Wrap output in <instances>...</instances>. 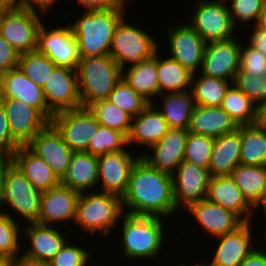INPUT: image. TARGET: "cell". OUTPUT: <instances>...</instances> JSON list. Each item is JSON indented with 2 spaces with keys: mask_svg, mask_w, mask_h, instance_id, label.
Instances as JSON below:
<instances>
[{
  "mask_svg": "<svg viewBox=\"0 0 266 266\" xmlns=\"http://www.w3.org/2000/svg\"><path fill=\"white\" fill-rule=\"evenodd\" d=\"M50 123L74 152L87 151L100 126L86 107L54 113Z\"/></svg>",
  "mask_w": 266,
  "mask_h": 266,
  "instance_id": "obj_10",
  "label": "cell"
},
{
  "mask_svg": "<svg viewBox=\"0 0 266 266\" xmlns=\"http://www.w3.org/2000/svg\"><path fill=\"white\" fill-rule=\"evenodd\" d=\"M169 126L162 114L151 104L137 116L132 117L131 129L127 136L129 147L138 143L140 147H150L157 143L168 131ZM132 143V144H131Z\"/></svg>",
  "mask_w": 266,
  "mask_h": 266,
  "instance_id": "obj_26",
  "label": "cell"
},
{
  "mask_svg": "<svg viewBox=\"0 0 266 266\" xmlns=\"http://www.w3.org/2000/svg\"><path fill=\"white\" fill-rule=\"evenodd\" d=\"M252 220L243 222L235 230L216 237L217 247L210 263L202 266H239V264L256 248L252 234Z\"/></svg>",
  "mask_w": 266,
  "mask_h": 266,
  "instance_id": "obj_17",
  "label": "cell"
},
{
  "mask_svg": "<svg viewBox=\"0 0 266 266\" xmlns=\"http://www.w3.org/2000/svg\"><path fill=\"white\" fill-rule=\"evenodd\" d=\"M220 107L230 115L238 126L258 123L259 107L234 84L227 90Z\"/></svg>",
  "mask_w": 266,
  "mask_h": 266,
  "instance_id": "obj_37",
  "label": "cell"
},
{
  "mask_svg": "<svg viewBox=\"0 0 266 266\" xmlns=\"http://www.w3.org/2000/svg\"><path fill=\"white\" fill-rule=\"evenodd\" d=\"M58 226L57 229V227L36 222L23 226L27 228L22 231L24 232L22 236L26 235L25 239L28 237L30 245L21 252V258L31 262L48 263L68 239L66 234L61 233L62 227Z\"/></svg>",
  "mask_w": 266,
  "mask_h": 266,
  "instance_id": "obj_21",
  "label": "cell"
},
{
  "mask_svg": "<svg viewBox=\"0 0 266 266\" xmlns=\"http://www.w3.org/2000/svg\"><path fill=\"white\" fill-rule=\"evenodd\" d=\"M85 10L112 9L117 7L114 0H77Z\"/></svg>",
  "mask_w": 266,
  "mask_h": 266,
  "instance_id": "obj_53",
  "label": "cell"
},
{
  "mask_svg": "<svg viewBox=\"0 0 266 266\" xmlns=\"http://www.w3.org/2000/svg\"><path fill=\"white\" fill-rule=\"evenodd\" d=\"M41 194L42 191L35 188L13 163L6 168L2 206L6 205L7 208H4L6 211L4 209L2 211L6 212L13 220L20 221L17 219L22 218L23 222L28 221L27 224L37 222ZM7 210L13 211V213H8ZM15 213L20 217L17 216L16 219Z\"/></svg>",
  "mask_w": 266,
  "mask_h": 266,
  "instance_id": "obj_6",
  "label": "cell"
},
{
  "mask_svg": "<svg viewBox=\"0 0 266 266\" xmlns=\"http://www.w3.org/2000/svg\"><path fill=\"white\" fill-rule=\"evenodd\" d=\"M240 125L231 133L214 138L209 170L212 176L230 175L240 164Z\"/></svg>",
  "mask_w": 266,
  "mask_h": 266,
  "instance_id": "obj_30",
  "label": "cell"
},
{
  "mask_svg": "<svg viewBox=\"0 0 266 266\" xmlns=\"http://www.w3.org/2000/svg\"><path fill=\"white\" fill-rule=\"evenodd\" d=\"M43 22L38 31L37 50L44 53L56 66L77 69L81 59L77 40L71 26L47 29Z\"/></svg>",
  "mask_w": 266,
  "mask_h": 266,
  "instance_id": "obj_11",
  "label": "cell"
},
{
  "mask_svg": "<svg viewBox=\"0 0 266 266\" xmlns=\"http://www.w3.org/2000/svg\"><path fill=\"white\" fill-rule=\"evenodd\" d=\"M187 211L208 235L215 237L235 230L243 221L233 212L212 203L207 199L192 204Z\"/></svg>",
  "mask_w": 266,
  "mask_h": 266,
  "instance_id": "obj_25",
  "label": "cell"
},
{
  "mask_svg": "<svg viewBox=\"0 0 266 266\" xmlns=\"http://www.w3.org/2000/svg\"><path fill=\"white\" fill-rule=\"evenodd\" d=\"M127 1L126 0H114V2H115L117 7L123 8L125 10H127L126 7H125V6H127V4H126Z\"/></svg>",
  "mask_w": 266,
  "mask_h": 266,
  "instance_id": "obj_60",
  "label": "cell"
},
{
  "mask_svg": "<svg viewBox=\"0 0 266 266\" xmlns=\"http://www.w3.org/2000/svg\"><path fill=\"white\" fill-rule=\"evenodd\" d=\"M11 135L20 145H27L50 121L36 108L12 98H1Z\"/></svg>",
  "mask_w": 266,
  "mask_h": 266,
  "instance_id": "obj_19",
  "label": "cell"
},
{
  "mask_svg": "<svg viewBox=\"0 0 266 266\" xmlns=\"http://www.w3.org/2000/svg\"><path fill=\"white\" fill-rule=\"evenodd\" d=\"M187 129L169 128L167 133L151 145V153H141V158L151 167L172 175L184 160Z\"/></svg>",
  "mask_w": 266,
  "mask_h": 266,
  "instance_id": "obj_20",
  "label": "cell"
},
{
  "mask_svg": "<svg viewBox=\"0 0 266 266\" xmlns=\"http://www.w3.org/2000/svg\"><path fill=\"white\" fill-rule=\"evenodd\" d=\"M41 19L39 13L27 8L5 9L0 18V34L18 53L34 51Z\"/></svg>",
  "mask_w": 266,
  "mask_h": 266,
  "instance_id": "obj_9",
  "label": "cell"
},
{
  "mask_svg": "<svg viewBox=\"0 0 266 266\" xmlns=\"http://www.w3.org/2000/svg\"><path fill=\"white\" fill-rule=\"evenodd\" d=\"M260 207H261V209L263 208L262 211H260V212H263L264 221H265V225H266V189L263 192V195L260 198L259 202L254 207V212H255V210H259Z\"/></svg>",
  "mask_w": 266,
  "mask_h": 266,
  "instance_id": "obj_58",
  "label": "cell"
},
{
  "mask_svg": "<svg viewBox=\"0 0 266 266\" xmlns=\"http://www.w3.org/2000/svg\"><path fill=\"white\" fill-rule=\"evenodd\" d=\"M241 43L237 35L226 40L207 42L200 73L234 81L239 70Z\"/></svg>",
  "mask_w": 266,
  "mask_h": 266,
  "instance_id": "obj_14",
  "label": "cell"
},
{
  "mask_svg": "<svg viewBox=\"0 0 266 266\" xmlns=\"http://www.w3.org/2000/svg\"><path fill=\"white\" fill-rule=\"evenodd\" d=\"M240 165L266 166V127L240 125Z\"/></svg>",
  "mask_w": 266,
  "mask_h": 266,
  "instance_id": "obj_33",
  "label": "cell"
},
{
  "mask_svg": "<svg viewBox=\"0 0 266 266\" xmlns=\"http://www.w3.org/2000/svg\"><path fill=\"white\" fill-rule=\"evenodd\" d=\"M265 3L266 0H232L231 5L228 4V9L233 24L238 26V22L242 25L251 22L255 25Z\"/></svg>",
  "mask_w": 266,
  "mask_h": 266,
  "instance_id": "obj_45",
  "label": "cell"
},
{
  "mask_svg": "<svg viewBox=\"0 0 266 266\" xmlns=\"http://www.w3.org/2000/svg\"><path fill=\"white\" fill-rule=\"evenodd\" d=\"M225 0H203L193 3L189 24L207 42L226 40L235 36L228 4Z\"/></svg>",
  "mask_w": 266,
  "mask_h": 266,
  "instance_id": "obj_8",
  "label": "cell"
},
{
  "mask_svg": "<svg viewBox=\"0 0 266 266\" xmlns=\"http://www.w3.org/2000/svg\"><path fill=\"white\" fill-rule=\"evenodd\" d=\"M43 94L53 113L80 108L77 70L56 66L43 86Z\"/></svg>",
  "mask_w": 266,
  "mask_h": 266,
  "instance_id": "obj_16",
  "label": "cell"
},
{
  "mask_svg": "<svg viewBox=\"0 0 266 266\" xmlns=\"http://www.w3.org/2000/svg\"><path fill=\"white\" fill-rule=\"evenodd\" d=\"M20 146L11 135L6 111L0 101V155L11 156Z\"/></svg>",
  "mask_w": 266,
  "mask_h": 266,
  "instance_id": "obj_48",
  "label": "cell"
},
{
  "mask_svg": "<svg viewBox=\"0 0 266 266\" xmlns=\"http://www.w3.org/2000/svg\"><path fill=\"white\" fill-rule=\"evenodd\" d=\"M211 177L208 168L183 160L172 174L176 209L185 207L187 210L192 204L206 199Z\"/></svg>",
  "mask_w": 266,
  "mask_h": 266,
  "instance_id": "obj_12",
  "label": "cell"
},
{
  "mask_svg": "<svg viewBox=\"0 0 266 266\" xmlns=\"http://www.w3.org/2000/svg\"><path fill=\"white\" fill-rule=\"evenodd\" d=\"M124 213L122 196L98 190L83 192L79 194L72 224L83 229L82 232H89L92 237L96 233L108 237Z\"/></svg>",
  "mask_w": 266,
  "mask_h": 266,
  "instance_id": "obj_4",
  "label": "cell"
},
{
  "mask_svg": "<svg viewBox=\"0 0 266 266\" xmlns=\"http://www.w3.org/2000/svg\"><path fill=\"white\" fill-rule=\"evenodd\" d=\"M237 128V123L221 107L195 105L187 130L217 138Z\"/></svg>",
  "mask_w": 266,
  "mask_h": 266,
  "instance_id": "obj_28",
  "label": "cell"
},
{
  "mask_svg": "<svg viewBox=\"0 0 266 266\" xmlns=\"http://www.w3.org/2000/svg\"><path fill=\"white\" fill-rule=\"evenodd\" d=\"M258 123L263 127H266V102L259 108Z\"/></svg>",
  "mask_w": 266,
  "mask_h": 266,
  "instance_id": "obj_59",
  "label": "cell"
},
{
  "mask_svg": "<svg viewBox=\"0 0 266 266\" xmlns=\"http://www.w3.org/2000/svg\"><path fill=\"white\" fill-rule=\"evenodd\" d=\"M233 84L259 108L266 102V72L260 77L252 76L246 70H238Z\"/></svg>",
  "mask_w": 266,
  "mask_h": 266,
  "instance_id": "obj_44",
  "label": "cell"
},
{
  "mask_svg": "<svg viewBox=\"0 0 266 266\" xmlns=\"http://www.w3.org/2000/svg\"><path fill=\"white\" fill-rule=\"evenodd\" d=\"M56 65L37 49L20 54L18 68L36 85L43 88Z\"/></svg>",
  "mask_w": 266,
  "mask_h": 266,
  "instance_id": "obj_39",
  "label": "cell"
},
{
  "mask_svg": "<svg viewBox=\"0 0 266 266\" xmlns=\"http://www.w3.org/2000/svg\"><path fill=\"white\" fill-rule=\"evenodd\" d=\"M125 14V9L120 7L84 10L74 23H69L81 58L109 55L116 27Z\"/></svg>",
  "mask_w": 266,
  "mask_h": 266,
  "instance_id": "obj_3",
  "label": "cell"
},
{
  "mask_svg": "<svg viewBox=\"0 0 266 266\" xmlns=\"http://www.w3.org/2000/svg\"><path fill=\"white\" fill-rule=\"evenodd\" d=\"M19 223L21 225V222L13 220L6 212L0 211V253L10 261L21 258L20 252L23 246L20 244L24 239H21L22 226Z\"/></svg>",
  "mask_w": 266,
  "mask_h": 266,
  "instance_id": "obj_40",
  "label": "cell"
},
{
  "mask_svg": "<svg viewBox=\"0 0 266 266\" xmlns=\"http://www.w3.org/2000/svg\"><path fill=\"white\" fill-rule=\"evenodd\" d=\"M125 150L110 152L97 156L98 158V187L95 191L110 192L122 196L128 187L129 176L134 164L141 154L134 155V151ZM139 154V155H138ZM101 183V184H100ZM101 186V187H100ZM99 187L101 189H99Z\"/></svg>",
  "mask_w": 266,
  "mask_h": 266,
  "instance_id": "obj_13",
  "label": "cell"
},
{
  "mask_svg": "<svg viewBox=\"0 0 266 266\" xmlns=\"http://www.w3.org/2000/svg\"><path fill=\"white\" fill-rule=\"evenodd\" d=\"M10 158L35 188L45 191L60 184L50 166L27 145H21Z\"/></svg>",
  "mask_w": 266,
  "mask_h": 266,
  "instance_id": "obj_27",
  "label": "cell"
},
{
  "mask_svg": "<svg viewBox=\"0 0 266 266\" xmlns=\"http://www.w3.org/2000/svg\"><path fill=\"white\" fill-rule=\"evenodd\" d=\"M56 2L58 0H25V8L37 13L40 12L43 16V13L44 15L47 14L49 8H52L55 4L57 5Z\"/></svg>",
  "mask_w": 266,
  "mask_h": 266,
  "instance_id": "obj_52",
  "label": "cell"
},
{
  "mask_svg": "<svg viewBox=\"0 0 266 266\" xmlns=\"http://www.w3.org/2000/svg\"><path fill=\"white\" fill-rule=\"evenodd\" d=\"M0 5L4 9L25 8V0H0Z\"/></svg>",
  "mask_w": 266,
  "mask_h": 266,
  "instance_id": "obj_55",
  "label": "cell"
},
{
  "mask_svg": "<svg viewBox=\"0 0 266 266\" xmlns=\"http://www.w3.org/2000/svg\"><path fill=\"white\" fill-rule=\"evenodd\" d=\"M194 262H193V264L190 262L191 265H188V262H187V263H185L186 265L181 264L179 266H202L200 263H196L197 261H194Z\"/></svg>",
  "mask_w": 266,
  "mask_h": 266,
  "instance_id": "obj_62",
  "label": "cell"
},
{
  "mask_svg": "<svg viewBox=\"0 0 266 266\" xmlns=\"http://www.w3.org/2000/svg\"><path fill=\"white\" fill-rule=\"evenodd\" d=\"M264 236H262V237H265V239H264V241L266 240V231H265V234H263ZM266 244V243H265Z\"/></svg>",
  "mask_w": 266,
  "mask_h": 266,
  "instance_id": "obj_64",
  "label": "cell"
},
{
  "mask_svg": "<svg viewBox=\"0 0 266 266\" xmlns=\"http://www.w3.org/2000/svg\"><path fill=\"white\" fill-rule=\"evenodd\" d=\"M123 79L149 103L159 95L157 73V52L146 60L130 65L122 70Z\"/></svg>",
  "mask_w": 266,
  "mask_h": 266,
  "instance_id": "obj_31",
  "label": "cell"
},
{
  "mask_svg": "<svg viewBox=\"0 0 266 266\" xmlns=\"http://www.w3.org/2000/svg\"><path fill=\"white\" fill-rule=\"evenodd\" d=\"M10 260H8L5 256H0V266H9Z\"/></svg>",
  "mask_w": 266,
  "mask_h": 266,
  "instance_id": "obj_61",
  "label": "cell"
},
{
  "mask_svg": "<svg viewBox=\"0 0 266 266\" xmlns=\"http://www.w3.org/2000/svg\"><path fill=\"white\" fill-rule=\"evenodd\" d=\"M214 138L189 132L186 140L184 160L209 169Z\"/></svg>",
  "mask_w": 266,
  "mask_h": 266,
  "instance_id": "obj_43",
  "label": "cell"
},
{
  "mask_svg": "<svg viewBox=\"0 0 266 266\" xmlns=\"http://www.w3.org/2000/svg\"><path fill=\"white\" fill-rule=\"evenodd\" d=\"M126 20L124 17L116 27L109 52L122 70L150 58L160 49L156 37Z\"/></svg>",
  "mask_w": 266,
  "mask_h": 266,
  "instance_id": "obj_7",
  "label": "cell"
},
{
  "mask_svg": "<svg viewBox=\"0 0 266 266\" xmlns=\"http://www.w3.org/2000/svg\"><path fill=\"white\" fill-rule=\"evenodd\" d=\"M155 100L160 99L158 107L151 104L162 114L169 128L188 129L190 117L195 107L191 90L160 94ZM160 105V106H159Z\"/></svg>",
  "mask_w": 266,
  "mask_h": 266,
  "instance_id": "obj_32",
  "label": "cell"
},
{
  "mask_svg": "<svg viewBox=\"0 0 266 266\" xmlns=\"http://www.w3.org/2000/svg\"><path fill=\"white\" fill-rule=\"evenodd\" d=\"M200 74V75H199ZM196 75H199L197 78ZM233 81L214 78L198 72L192 75L191 92L195 105L220 107Z\"/></svg>",
  "mask_w": 266,
  "mask_h": 266,
  "instance_id": "obj_36",
  "label": "cell"
},
{
  "mask_svg": "<svg viewBox=\"0 0 266 266\" xmlns=\"http://www.w3.org/2000/svg\"><path fill=\"white\" fill-rule=\"evenodd\" d=\"M4 10L5 9L0 5V18H1V15H2V13H3Z\"/></svg>",
  "mask_w": 266,
  "mask_h": 266,
  "instance_id": "obj_63",
  "label": "cell"
},
{
  "mask_svg": "<svg viewBox=\"0 0 266 266\" xmlns=\"http://www.w3.org/2000/svg\"><path fill=\"white\" fill-rule=\"evenodd\" d=\"M76 70L81 107L86 108L107 99L122 78V69L110 55L81 58Z\"/></svg>",
  "mask_w": 266,
  "mask_h": 266,
  "instance_id": "obj_5",
  "label": "cell"
},
{
  "mask_svg": "<svg viewBox=\"0 0 266 266\" xmlns=\"http://www.w3.org/2000/svg\"><path fill=\"white\" fill-rule=\"evenodd\" d=\"M255 26L260 30L266 32V3L264 4V7Z\"/></svg>",
  "mask_w": 266,
  "mask_h": 266,
  "instance_id": "obj_57",
  "label": "cell"
},
{
  "mask_svg": "<svg viewBox=\"0 0 266 266\" xmlns=\"http://www.w3.org/2000/svg\"><path fill=\"white\" fill-rule=\"evenodd\" d=\"M169 26L167 33L169 50L171 51L168 53L171 54L169 57L176 60L192 74L200 72L206 42L189 23Z\"/></svg>",
  "mask_w": 266,
  "mask_h": 266,
  "instance_id": "obj_15",
  "label": "cell"
},
{
  "mask_svg": "<svg viewBox=\"0 0 266 266\" xmlns=\"http://www.w3.org/2000/svg\"><path fill=\"white\" fill-rule=\"evenodd\" d=\"M77 244H70L66 241L61 249L48 262L49 266H88L87 261L91 259V255L87 248L80 247ZM90 258V259H89Z\"/></svg>",
  "mask_w": 266,
  "mask_h": 266,
  "instance_id": "obj_46",
  "label": "cell"
},
{
  "mask_svg": "<svg viewBox=\"0 0 266 266\" xmlns=\"http://www.w3.org/2000/svg\"><path fill=\"white\" fill-rule=\"evenodd\" d=\"M27 146L50 166L59 181L63 179L74 151L51 123L39 131Z\"/></svg>",
  "mask_w": 266,
  "mask_h": 266,
  "instance_id": "obj_18",
  "label": "cell"
},
{
  "mask_svg": "<svg viewBox=\"0 0 266 266\" xmlns=\"http://www.w3.org/2000/svg\"><path fill=\"white\" fill-rule=\"evenodd\" d=\"M121 220L122 224L119 226L123 235L120 250L123 251L121 253L124 254V259L128 261L148 259L147 261H150L163 253L160 251L164 249V243L167 240L164 238L166 236L164 227H167L164 225L165 218L124 213Z\"/></svg>",
  "mask_w": 266,
  "mask_h": 266,
  "instance_id": "obj_2",
  "label": "cell"
},
{
  "mask_svg": "<svg viewBox=\"0 0 266 266\" xmlns=\"http://www.w3.org/2000/svg\"><path fill=\"white\" fill-rule=\"evenodd\" d=\"M9 266H49V265L48 263H37V262L24 260L22 258H17L15 260L10 261Z\"/></svg>",
  "mask_w": 266,
  "mask_h": 266,
  "instance_id": "obj_56",
  "label": "cell"
},
{
  "mask_svg": "<svg viewBox=\"0 0 266 266\" xmlns=\"http://www.w3.org/2000/svg\"><path fill=\"white\" fill-rule=\"evenodd\" d=\"M159 52L161 51H157L159 95L190 90L193 74L176 60L168 56L160 57L162 53Z\"/></svg>",
  "mask_w": 266,
  "mask_h": 266,
  "instance_id": "obj_34",
  "label": "cell"
},
{
  "mask_svg": "<svg viewBox=\"0 0 266 266\" xmlns=\"http://www.w3.org/2000/svg\"><path fill=\"white\" fill-rule=\"evenodd\" d=\"M87 108L101 125L121 131L128 136L131 129L132 116L127 112L120 110L107 99L94 102Z\"/></svg>",
  "mask_w": 266,
  "mask_h": 266,
  "instance_id": "obj_38",
  "label": "cell"
},
{
  "mask_svg": "<svg viewBox=\"0 0 266 266\" xmlns=\"http://www.w3.org/2000/svg\"><path fill=\"white\" fill-rule=\"evenodd\" d=\"M11 158L7 155H0V211H2L4 175L6 168L11 164Z\"/></svg>",
  "mask_w": 266,
  "mask_h": 266,
  "instance_id": "obj_54",
  "label": "cell"
},
{
  "mask_svg": "<svg viewBox=\"0 0 266 266\" xmlns=\"http://www.w3.org/2000/svg\"><path fill=\"white\" fill-rule=\"evenodd\" d=\"M20 53L0 34V74L17 68Z\"/></svg>",
  "mask_w": 266,
  "mask_h": 266,
  "instance_id": "obj_49",
  "label": "cell"
},
{
  "mask_svg": "<svg viewBox=\"0 0 266 266\" xmlns=\"http://www.w3.org/2000/svg\"><path fill=\"white\" fill-rule=\"evenodd\" d=\"M1 98H12L38 109L49 121L54 113L48 108L43 88L32 82L17 67L0 74Z\"/></svg>",
  "mask_w": 266,
  "mask_h": 266,
  "instance_id": "obj_23",
  "label": "cell"
},
{
  "mask_svg": "<svg viewBox=\"0 0 266 266\" xmlns=\"http://www.w3.org/2000/svg\"><path fill=\"white\" fill-rule=\"evenodd\" d=\"M206 199L236 214L243 222L251 221L254 208L244 198L230 175L212 176Z\"/></svg>",
  "mask_w": 266,
  "mask_h": 266,
  "instance_id": "obj_24",
  "label": "cell"
},
{
  "mask_svg": "<svg viewBox=\"0 0 266 266\" xmlns=\"http://www.w3.org/2000/svg\"><path fill=\"white\" fill-rule=\"evenodd\" d=\"M251 35L248 37V44L261 51L266 56V32L260 30L255 25L252 27Z\"/></svg>",
  "mask_w": 266,
  "mask_h": 266,
  "instance_id": "obj_50",
  "label": "cell"
},
{
  "mask_svg": "<svg viewBox=\"0 0 266 266\" xmlns=\"http://www.w3.org/2000/svg\"><path fill=\"white\" fill-rule=\"evenodd\" d=\"M98 175L97 156L86 151L73 152L67 172L60 184L79 193L91 192L98 186Z\"/></svg>",
  "mask_w": 266,
  "mask_h": 266,
  "instance_id": "obj_29",
  "label": "cell"
},
{
  "mask_svg": "<svg viewBox=\"0 0 266 266\" xmlns=\"http://www.w3.org/2000/svg\"><path fill=\"white\" fill-rule=\"evenodd\" d=\"M125 213L169 218L176 214L172 175L151 167L141 157L134 164L126 192ZM125 207V208H124Z\"/></svg>",
  "mask_w": 266,
  "mask_h": 266,
  "instance_id": "obj_1",
  "label": "cell"
},
{
  "mask_svg": "<svg viewBox=\"0 0 266 266\" xmlns=\"http://www.w3.org/2000/svg\"><path fill=\"white\" fill-rule=\"evenodd\" d=\"M127 146V136L124 133L100 124L97 134L91 140L86 152L99 156L125 150Z\"/></svg>",
  "mask_w": 266,
  "mask_h": 266,
  "instance_id": "obj_42",
  "label": "cell"
},
{
  "mask_svg": "<svg viewBox=\"0 0 266 266\" xmlns=\"http://www.w3.org/2000/svg\"><path fill=\"white\" fill-rule=\"evenodd\" d=\"M241 43L239 70H246L252 76L263 77L266 72V56L246 43Z\"/></svg>",
  "mask_w": 266,
  "mask_h": 266,
  "instance_id": "obj_47",
  "label": "cell"
},
{
  "mask_svg": "<svg viewBox=\"0 0 266 266\" xmlns=\"http://www.w3.org/2000/svg\"><path fill=\"white\" fill-rule=\"evenodd\" d=\"M107 100L132 117L137 116L149 105V102L136 93L123 77L116 83Z\"/></svg>",
  "mask_w": 266,
  "mask_h": 266,
  "instance_id": "obj_41",
  "label": "cell"
},
{
  "mask_svg": "<svg viewBox=\"0 0 266 266\" xmlns=\"http://www.w3.org/2000/svg\"><path fill=\"white\" fill-rule=\"evenodd\" d=\"M230 176L254 208L266 189V166L237 165Z\"/></svg>",
  "mask_w": 266,
  "mask_h": 266,
  "instance_id": "obj_35",
  "label": "cell"
},
{
  "mask_svg": "<svg viewBox=\"0 0 266 266\" xmlns=\"http://www.w3.org/2000/svg\"><path fill=\"white\" fill-rule=\"evenodd\" d=\"M239 266H266V251L262 247L255 248Z\"/></svg>",
  "mask_w": 266,
  "mask_h": 266,
  "instance_id": "obj_51",
  "label": "cell"
},
{
  "mask_svg": "<svg viewBox=\"0 0 266 266\" xmlns=\"http://www.w3.org/2000/svg\"><path fill=\"white\" fill-rule=\"evenodd\" d=\"M79 192L59 184L57 187L42 191L40 211L36 223L55 226L58 223L73 222ZM56 223V224H55Z\"/></svg>",
  "mask_w": 266,
  "mask_h": 266,
  "instance_id": "obj_22",
  "label": "cell"
}]
</instances>
